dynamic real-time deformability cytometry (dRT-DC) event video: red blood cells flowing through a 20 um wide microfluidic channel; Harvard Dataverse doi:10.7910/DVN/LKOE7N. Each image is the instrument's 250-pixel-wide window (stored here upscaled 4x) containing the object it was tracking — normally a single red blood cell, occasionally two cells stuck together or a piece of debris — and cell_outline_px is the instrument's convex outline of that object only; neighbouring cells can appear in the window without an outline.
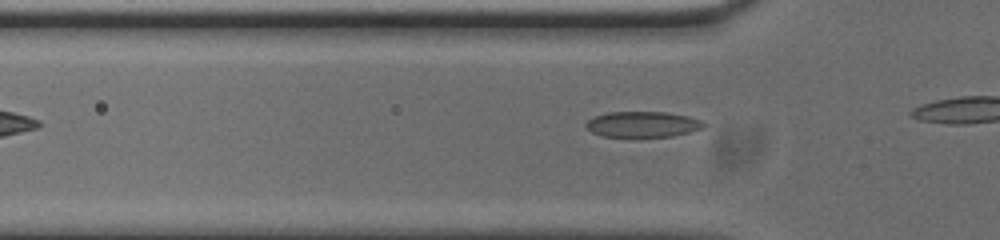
{"species": "common noctule bat (a hibernating species)", "species_latin": "Nyctalus noctula", "temperature_condition": "cold", "stored_images_in_passage": 7, "camera_frame_rate_fps": 3000, "um_per_image_px": 0.085, "animal": {"sex": "male", "body_mass_g": 20.0, "forearm_length_mm": 53.3}, "frame": {"image": 1, "passage_image": 4, "time_ms": 1.0, "image_size_px": [1000, 240], "cell_outline_px": [[708, 124], [704, 128], [672, 136], [604, 136], [592, 132], [584, 124], [588, 120], [596, 116], [608, 112], [664, 112], [688, 116], [700, 120]], "centroid_in_image_um": [54.66, 10.56], "position_along_channel_um": 71.1, "area_um2": 17.4}}